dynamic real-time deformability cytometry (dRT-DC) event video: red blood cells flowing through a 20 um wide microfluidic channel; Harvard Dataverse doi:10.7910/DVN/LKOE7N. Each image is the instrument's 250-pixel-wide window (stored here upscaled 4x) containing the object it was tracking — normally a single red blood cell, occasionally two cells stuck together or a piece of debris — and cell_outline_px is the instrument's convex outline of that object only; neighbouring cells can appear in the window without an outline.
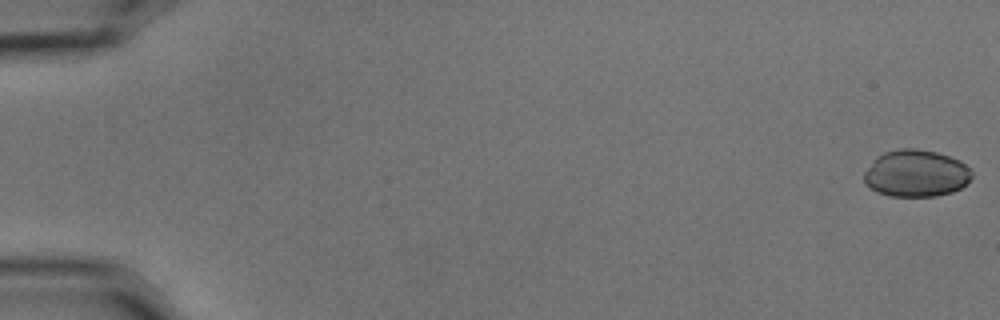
{"species": "common noctule bat (a hibernating species)", "species_latin": "Nyctalus noctula", "temperature_condition": "cold", "stored_images_in_passage": 56, "camera_frame_rate_fps": 3000, "um_per_image_px": 0.085, "animal": {"sex": "male", "body_mass_g": 15.6}, "frame": {"image": 1, "passage_image": 1, "time_ms": 0.0, "image_size_px": [1000, 320], "cell_outline_px": [[972, 176], [960, 188], [952, 192], [936, 196], [892, 196], [876, 192], [864, 180], [864, 172], [872, 160], [876, 156], [884, 152], [900, 148], [916, 148], [936, 152], [960, 160], [972, 168]], "centroid_in_image_um": [77.86, 14.72], "position_along_channel_um": 7.1, "area_um2": 29.59}}
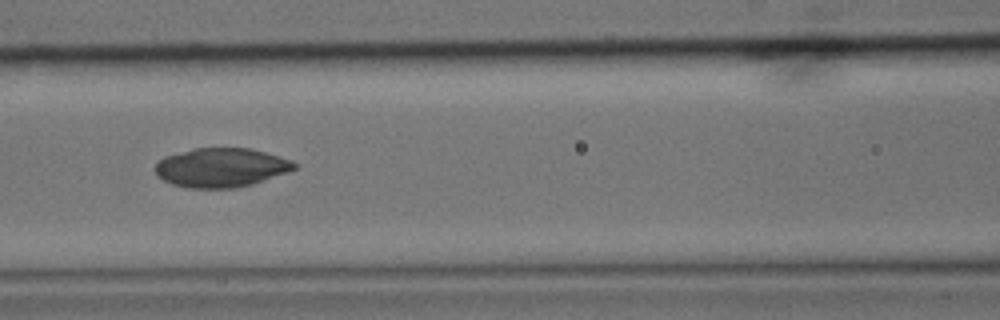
{"frame": {"image": 2, "passage_image": 26, "time_ms": 8.333, "image_size_px": [1000, 320], "cell_outline_px": [[300, 164], [296, 168], [288, 172], [252, 184], [236, 188], [188, 188], [172, 184], [156, 176], [152, 168], [164, 156], [192, 148], [248, 148], [264, 152], [292, 160]], "centroid_in_image_um": [18.77, 14.24], "position_along_channel_um": 147.8, "area_um2": 31.96}}
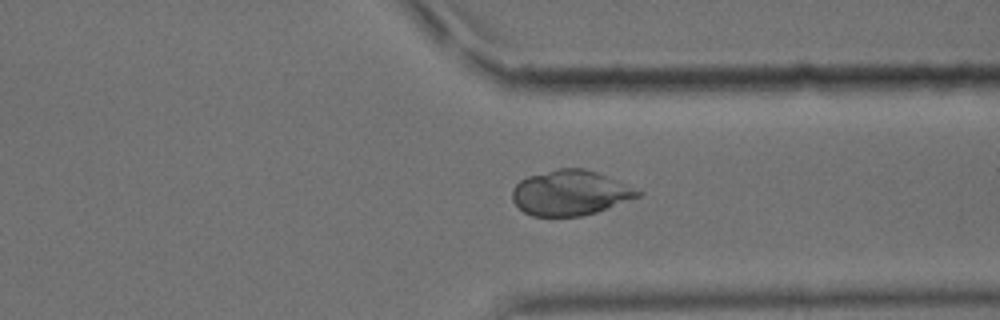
{"frame": {"image": 3, "passage_image": 44, "time_ms": 14.333, "image_size_px": [1000, 320], "cell_outline_px": [[644, 192], [640, 196], [596, 212], [580, 216], [532, 216], [524, 212], [512, 200], [512, 188], [520, 180], [528, 176], [560, 168], [584, 168], [596, 172]], "centroid_in_image_um": [48.44, 16.39], "position_along_channel_um": 363.0, "area_um2": 32.66}}